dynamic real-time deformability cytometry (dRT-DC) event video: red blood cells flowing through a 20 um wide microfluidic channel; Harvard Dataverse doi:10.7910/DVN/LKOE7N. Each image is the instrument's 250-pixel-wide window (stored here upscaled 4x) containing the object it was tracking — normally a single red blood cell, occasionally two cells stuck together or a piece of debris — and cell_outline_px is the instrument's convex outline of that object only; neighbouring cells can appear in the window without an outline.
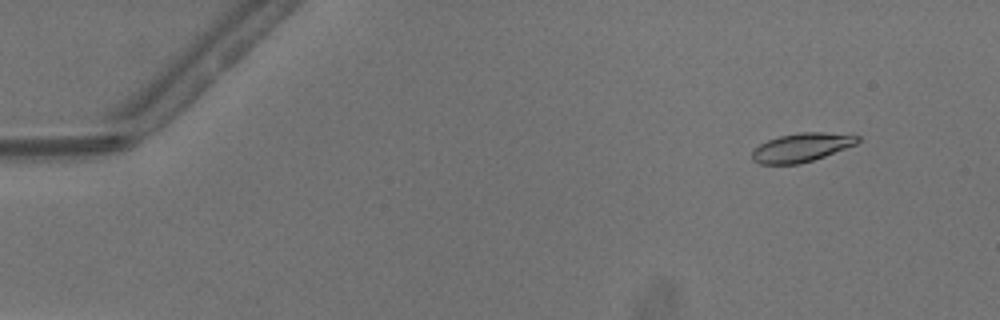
{"species": "common noctule bat (a hibernating species)", "species_latin": "Nyctalus noctula", "temperature_condition": "warm", "stored_images_in_passage": 51, "camera_frame_rate_fps": 3000, "um_per_image_px": 0.085, "animal": {"sex": "male", "body_mass_g": 13.3}, "frame": {"image": 1, "passage_image": 5, "time_ms": 1.333, "image_size_px": [1000, 320], "cell_outline_px": [[860, 140], [856, 144], [824, 156], [812, 160], [796, 164], [760, 164], [752, 160], [752, 152], [760, 144], [768, 140], [780, 136], [800, 132], [824, 132], [860, 136]], "centroid_in_image_um": [68.12, 12.53], "position_along_channel_um": 16.9, "area_um2": 17.4}}
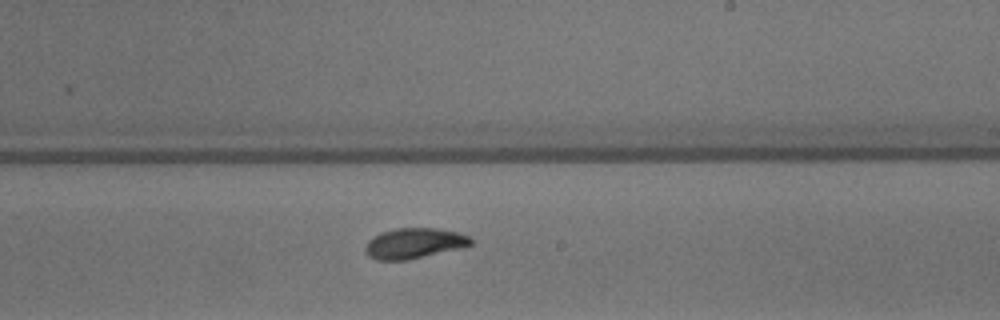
{"frame": {"image": 2, "passage_image": 31, "time_ms": 10.0, "image_size_px": [1000, 320], "cell_outline_px": [[472, 244], [408, 260], [376, 260], [368, 256], [364, 248], [368, 240], [372, 236], [380, 232], [396, 228], [436, 228], [456, 232], [468, 236], [472, 240]], "centroid_in_image_um": [35.11, 20.67], "position_along_channel_um": 253.9, "area_um2": 18.5}}
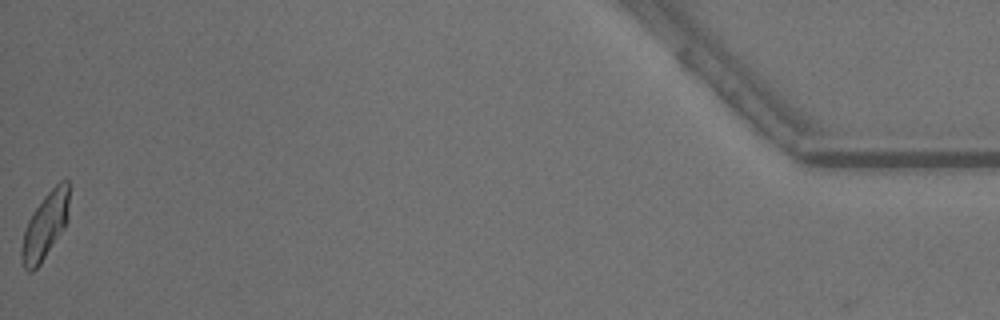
{"frame": {"image": 3, "passage_image": 51, "time_ms": 16.667, "image_size_px": [1000, 320], "cell_outline_px": [[68, 220], [64, 228], [40, 264], [32, 272], [28, 272], [24, 268], [20, 256], [20, 248], [24, 232], [28, 220], [32, 212], [44, 196], [60, 180], [68, 180]], "centroid_in_image_um": [3.81, 19.21], "position_along_channel_um": 431.4, "area_um2": 18.32}, "authors_computed_cell_mechanics": {"area_um2": 18.2648, "velocity_mm_per_s": 4.1422, "shape_relaxation_time_tau1_ms": 3.429, "shape_relaxation_time_tau2_ms": 1.7576, "deformation_change_tau1": 0.1227, "deformation_change_tau2": 0.0689}}